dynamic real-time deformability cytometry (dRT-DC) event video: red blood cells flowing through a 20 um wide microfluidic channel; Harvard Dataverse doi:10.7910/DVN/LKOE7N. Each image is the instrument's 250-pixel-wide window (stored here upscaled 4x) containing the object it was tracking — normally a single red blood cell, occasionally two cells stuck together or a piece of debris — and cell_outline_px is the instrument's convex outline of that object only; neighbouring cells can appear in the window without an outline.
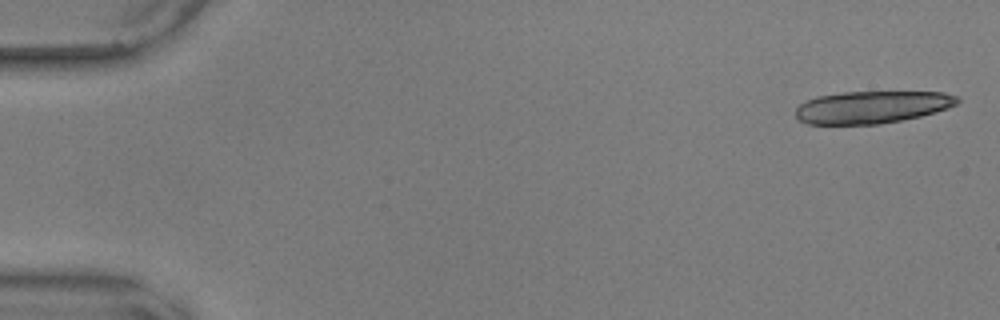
{"species": "common noctule bat (a hibernating species)", "species_latin": "Nyctalus noctula", "temperature_condition": "warm", "stored_images_in_passage": 18, "camera_frame_rate_fps": 3000, "um_per_image_px": 0.085, "animal": {"sex": "male", "body_mass_g": 17.9, "forearm_length_mm": 54.2}, "frame": {"image": 1, "passage_image": 1, "time_ms": 0.0, "image_size_px": [1000, 320], "cell_outline_px": [[960, 100], [956, 104], [948, 108], [936, 112], [920, 116], [880, 124], [808, 124], [800, 120], [796, 116], [796, 108], [800, 104], [816, 96], [844, 92], [944, 92], [956, 96]], "centroid_in_image_um": [74.12, 9.1], "position_along_channel_um": 10.9, "area_um2": 30.35}}